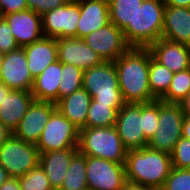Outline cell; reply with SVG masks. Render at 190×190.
I'll return each mask as SVG.
<instances>
[{
  "label": "cell",
  "instance_id": "obj_1",
  "mask_svg": "<svg viewBox=\"0 0 190 190\" xmlns=\"http://www.w3.org/2000/svg\"><path fill=\"white\" fill-rule=\"evenodd\" d=\"M125 103H148L157 100L149 86V48L130 47L114 61Z\"/></svg>",
  "mask_w": 190,
  "mask_h": 190
},
{
  "label": "cell",
  "instance_id": "obj_2",
  "mask_svg": "<svg viewBox=\"0 0 190 190\" xmlns=\"http://www.w3.org/2000/svg\"><path fill=\"white\" fill-rule=\"evenodd\" d=\"M171 155L142 147L127 152L126 180L161 190L172 170Z\"/></svg>",
  "mask_w": 190,
  "mask_h": 190
},
{
  "label": "cell",
  "instance_id": "obj_3",
  "mask_svg": "<svg viewBox=\"0 0 190 190\" xmlns=\"http://www.w3.org/2000/svg\"><path fill=\"white\" fill-rule=\"evenodd\" d=\"M163 0H144L134 16L133 26L122 32L130 47L149 48L161 38L164 24Z\"/></svg>",
  "mask_w": 190,
  "mask_h": 190
},
{
  "label": "cell",
  "instance_id": "obj_4",
  "mask_svg": "<svg viewBox=\"0 0 190 190\" xmlns=\"http://www.w3.org/2000/svg\"><path fill=\"white\" fill-rule=\"evenodd\" d=\"M78 151L115 163H125L128 152L115 126L80 129Z\"/></svg>",
  "mask_w": 190,
  "mask_h": 190
},
{
  "label": "cell",
  "instance_id": "obj_5",
  "mask_svg": "<svg viewBox=\"0 0 190 190\" xmlns=\"http://www.w3.org/2000/svg\"><path fill=\"white\" fill-rule=\"evenodd\" d=\"M82 87L98 103L125 104L113 61H103L100 65L84 70Z\"/></svg>",
  "mask_w": 190,
  "mask_h": 190
},
{
  "label": "cell",
  "instance_id": "obj_6",
  "mask_svg": "<svg viewBox=\"0 0 190 190\" xmlns=\"http://www.w3.org/2000/svg\"><path fill=\"white\" fill-rule=\"evenodd\" d=\"M183 118L179 103H167L159 100V127L148 141L147 146L171 155L176 143L182 137Z\"/></svg>",
  "mask_w": 190,
  "mask_h": 190
},
{
  "label": "cell",
  "instance_id": "obj_7",
  "mask_svg": "<svg viewBox=\"0 0 190 190\" xmlns=\"http://www.w3.org/2000/svg\"><path fill=\"white\" fill-rule=\"evenodd\" d=\"M79 129L58 109L50 116L36 144L39 154L49 151L78 149Z\"/></svg>",
  "mask_w": 190,
  "mask_h": 190
},
{
  "label": "cell",
  "instance_id": "obj_8",
  "mask_svg": "<svg viewBox=\"0 0 190 190\" xmlns=\"http://www.w3.org/2000/svg\"><path fill=\"white\" fill-rule=\"evenodd\" d=\"M39 151L35 144H29L13 134L0 146V164L10 177L26 175L39 164Z\"/></svg>",
  "mask_w": 190,
  "mask_h": 190
},
{
  "label": "cell",
  "instance_id": "obj_9",
  "mask_svg": "<svg viewBox=\"0 0 190 190\" xmlns=\"http://www.w3.org/2000/svg\"><path fill=\"white\" fill-rule=\"evenodd\" d=\"M79 19L80 0H68L41 16L43 35L55 39L76 38Z\"/></svg>",
  "mask_w": 190,
  "mask_h": 190
},
{
  "label": "cell",
  "instance_id": "obj_10",
  "mask_svg": "<svg viewBox=\"0 0 190 190\" xmlns=\"http://www.w3.org/2000/svg\"><path fill=\"white\" fill-rule=\"evenodd\" d=\"M86 176L89 190H120L126 181L125 163L86 156Z\"/></svg>",
  "mask_w": 190,
  "mask_h": 190
},
{
  "label": "cell",
  "instance_id": "obj_11",
  "mask_svg": "<svg viewBox=\"0 0 190 190\" xmlns=\"http://www.w3.org/2000/svg\"><path fill=\"white\" fill-rule=\"evenodd\" d=\"M115 128L128 151L147 147L142 131V104L125 103L117 113Z\"/></svg>",
  "mask_w": 190,
  "mask_h": 190
},
{
  "label": "cell",
  "instance_id": "obj_12",
  "mask_svg": "<svg viewBox=\"0 0 190 190\" xmlns=\"http://www.w3.org/2000/svg\"><path fill=\"white\" fill-rule=\"evenodd\" d=\"M82 39L103 61L114 62L130 48L122 30L113 23L91 32Z\"/></svg>",
  "mask_w": 190,
  "mask_h": 190
},
{
  "label": "cell",
  "instance_id": "obj_13",
  "mask_svg": "<svg viewBox=\"0 0 190 190\" xmlns=\"http://www.w3.org/2000/svg\"><path fill=\"white\" fill-rule=\"evenodd\" d=\"M0 82L4 83L11 90H32L34 78L28 69L23 47L4 54L1 64Z\"/></svg>",
  "mask_w": 190,
  "mask_h": 190
},
{
  "label": "cell",
  "instance_id": "obj_14",
  "mask_svg": "<svg viewBox=\"0 0 190 190\" xmlns=\"http://www.w3.org/2000/svg\"><path fill=\"white\" fill-rule=\"evenodd\" d=\"M56 109L55 103L34 100L13 135L26 143L36 145L46 123Z\"/></svg>",
  "mask_w": 190,
  "mask_h": 190
},
{
  "label": "cell",
  "instance_id": "obj_15",
  "mask_svg": "<svg viewBox=\"0 0 190 190\" xmlns=\"http://www.w3.org/2000/svg\"><path fill=\"white\" fill-rule=\"evenodd\" d=\"M58 60L83 70L100 65L102 58L81 38L57 39Z\"/></svg>",
  "mask_w": 190,
  "mask_h": 190
},
{
  "label": "cell",
  "instance_id": "obj_16",
  "mask_svg": "<svg viewBox=\"0 0 190 190\" xmlns=\"http://www.w3.org/2000/svg\"><path fill=\"white\" fill-rule=\"evenodd\" d=\"M2 17L8 22L19 47L32 44L44 36L41 15L30 9L10 13Z\"/></svg>",
  "mask_w": 190,
  "mask_h": 190
},
{
  "label": "cell",
  "instance_id": "obj_17",
  "mask_svg": "<svg viewBox=\"0 0 190 190\" xmlns=\"http://www.w3.org/2000/svg\"><path fill=\"white\" fill-rule=\"evenodd\" d=\"M149 50L160 64L173 73L190 68V46L159 38Z\"/></svg>",
  "mask_w": 190,
  "mask_h": 190
},
{
  "label": "cell",
  "instance_id": "obj_18",
  "mask_svg": "<svg viewBox=\"0 0 190 190\" xmlns=\"http://www.w3.org/2000/svg\"><path fill=\"white\" fill-rule=\"evenodd\" d=\"M110 22L108 0H80V19L76 38H83Z\"/></svg>",
  "mask_w": 190,
  "mask_h": 190
},
{
  "label": "cell",
  "instance_id": "obj_19",
  "mask_svg": "<svg viewBox=\"0 0 190 190\" xmlns=\"http://www.w3.org/2000/svg\"><path fill=\"white\" fill-rule=\"evenodd\" d=\"M161 38L190 46V8L165 6Z\"/></svg>",
  "mask_w": 190,
  "mask_h": 190
},
{
  "label": "cell",
  "instance_id": "obj_20",
  "mask_svg": "<svg viewBox=\"0 0 190 190\" xmlns=\"http://www.w3.org/2000/svg\"><path fill=\"white\" fill-rule=\"evenodd\" d=\"M28 69L33 78L40 75L50 64L58 60L57 39L43 36L23 47Z\"/></svg>",
  "mask_w": 190,
  "mask_h": 190
},
{
  "label": "cell",
  "instance_id": "obj_21",
  "mask_svg": "<svg viewBox=\"0 0 190 190\" xmlns=\"http://www.w3.org/2000/svg\"><path fill=\"white\" fill-rule=\"evenodd\" d=\"M34 100L31 91L11 90L0 103V121L14 132Z\"/></svg>",
  "mask_w": 190,
  "mask_h": 190
},
{
  "label": "cell",
  "instance_id": "obj_22",
  "mask_svg": "<svg viewBox=\"0 0 190 190\" xmlns=\"http://www.w3.org/2000/svg\"><path fill=\"white\" fill-rule=\"evenodd\" d=\"M78 149H66L40 153L39 164L47 175L53 190H60L72 157Z\"/></svg>",
  "mask_w": 190,
  "mask_h": 190
},
{
  "label": "cell",
  "instance_id": "obj_23",
  "mask_svg": "<svg viewBox=\"0 0 190 190\" xmlns=\"http://www.w3.org/2000/svg\"><path fill=\"white\" fill-rule=\"evenodd\" d=\"M62 75V63L57 60L34 78L31 93L36 101L57 103L58 88Z\"/></svg>",
  "mask_w": 190,
  "mask_h": 190
},
{
  "label": "cell",
  "instance_id": "obj_24",
  "mask_svg": "<svg viewBox=\"0 0 190 190\" xmlns=\"http://www.w3.org/2000/svg\"><path fill=\"white\" fill-rule=\"evenodd\" d=\"M92 96L82 87L60 99L57 109L79 130L86 128L87 112Z\"/></svg>",
  "mask_w": 190,
  "mask_h": 190
},
{
  "label": "cell",
  "instance_id": "obj_25",
  "mask_svg": "<svg viewBox=\"0 0 190 190\" xmlns=\"http://www.w3.org/2000/svg\"><path fill=\"white\" fill-rule=\"evenodd\" d=\"M123 105L103 104L92 99L87 112L86 128L115 126L117 113Z\"/></svg>",
  "mask_w": 190,
  "mask_h": 190
},
{
  "label": "cell",
  "instance_id": "obj_26",
  "mask_svg": "<svg viewBox=\"0 0 190 190\" xmlns=\"http://www.w3.org/2000/svg\"><path fill=\"white\" fill-rule=\"evenodd\" d=\"M144 0H108L110 22L123 30L133 26L134 16Z\"/></svg>",
  "mask_w": 190,
  "mask_h": 190
},
{
  "label": "cell",
  "instance_id": "obj_27",
  "mask_svg": "<svg viewBox=\"0 0 190 190\" xmlns=\"http://www.w3.org/2000/svg\"><path fill=\"white\" fill-rule=\"evenodd\" d=\"M174 73L160 64L149 50V86L152 95L160 100L168 91Z\"/></svg>",
  "mask_w": 190,
  "mask_h": 190
},
{
  "label": "cell",
  "instance_id": "obj_28",
  "mask_svg": "<svg viewBox=\"0 0 190 190\" xmlns=\"http://www.w3.org/2000/svg\"><path fill=\"white\" fill-rule=\"evenodd\" d=\"M60 190H89L86 176V156L79 151L70 161Z\"/></svg>",
  "mask_w": 190,
  "mask_h": 190
},
{
  "label": "cell",
  "instance_id": "obj_29",
  "mask_svg": "<svg viewBox=\"0 0 190 190\" xmlns=\"http://www.w3.org/2000/svg\"><path fill=\"white\" fill-rule=\"evenodd\" d=\"M84 70L72 64L62 63V75L58 88V101L82 88Z\"/></svg>",
  "mask_w": 190,
  "mask_h": 190
},
{
  "label": "cell",
  "instance_id": "obj_30",
  "mask_svg": "<svg viewBox=\"0 0 190 190\" xmlns=\"http://www.w3.org/2000/svg\"><path fill=\"white\" fill-rule=\"evenodd\" d=\"M190 91V68L174 73L167 93L160 99L167 103H179Z\"/></svg>",
  "mask_w": 190,
  "mask_h": 190
},
{
  "label": "cell",
  "instance_id": "obj_31",
  "mask_svg": "<svg viewBox=\"0 0 190 190\" xmlns=\"http://www.w3.org/2000/svg\"><path fill=\"white\" fill-rule=\"evenodd\" d=\"M18 179L21 190H53L40 164Z\"/></svg>",
  "mask_w": 190,
  "mask_h": 190
},
{
  "label": "cell",
  "instance_id": "obj_32",
  "mask_svg": "<svg viewBox=\"0 0 190 190\" xmlns=\"http://www.w3.org/2000/svg\"><path fill=\"white\" fill-rule=\"evenodd\" d=\"M159 118V100L142 103V124L144 137L149 141L155 134Z\"/></svg>",
  "mask_w": 190,
  "mask_h": 190
},
{
  "label": "cell",
  "instance_id": "obj_33",
  "mask_svg": "<svg viewBox=\"0 0 190 190\" xmlns=\"http://www.w3.org/2000/svg\"><path fill=\"white\" fill-rule=\"evenodd\" d=\"M161 190H190V169L173 167Z\"/></svg>",
  "mask_w": 190,
  "mask_h": 190
},
{
  "label": "cell",
  "instance_id": "obj_34",
  "mask_svg": "<svg viewBox=\"0 0 190 190\" xmlns=\"http://www.w3.org/2000/svg\"><path fill=\"white\" fill-rule=\"evenodd\" d=\"M171 161L172 167L190 169V140L180 138L171 154Z\"/></svg>",
  "mask_w": 190,
  "mask_h": 190
},
{
  "label": "cell",
  "instance_id": "obj_35",
  "mask_svg": "<svg viewBox=\"0 0 190 190\" xmlns=\"http://www.w3.org/2000/svg\"><path fill=\"white\" fill-rule=\"evenodd\" d=\"M19 48L8 22L0 17V52L9 53Z\"/></svg>",
  "mask_w": 190,
  "mask_h": 190
},
{
  "label": "cell",
  "instance_id": "obj_36",
  "mask_svg": "<svg viewBox=\"0 0 190 190\" xmlns=\"http://www.w3.org/2000/svg\"><path fill=\"white\" fill-rule=\"evenodd\" d=\"M67 1L68 0H27V6L28 9L42 16L50 10L63 6Z\"/></svg>",
  "mask_w": 190,
  "mask_h": 190
},
{
  "label": "cell",
  "instance_id": "obj_37",
  "mask_svg": "<svg viewBox=\"0 0 190 190\" xmlns=\"http://www.w3.org/2000/svg\"><path fill=\"white\" fill-rule=\"evenodd\" d=\"M27 0H0V15L27 10Z\"/></svg>",
  "mask_w": 190,
  "mask_h": 190
},
{
  "label": "cell",
  "instance_id": "obj_38",
  "mask_svg": "<svg viewBox=\"0 0 190 190\" xmlns=\"http://www.w3.org/2000/svg\"><path fill=\"white\" fill-rule=\"evenodd\" d=\"M0 190H21L18 178L10 177L0 186Z\"/></svg>",
  "mask_w": 190,
  "mask_h": 190
},
{
  "label": "cell",
  "instance_id": "obj_39",
  "mask_svg": "<svg viewBox=\"0 0 190 190\" xmlns=\"http://www.w3.org/2000/svg\"><path fill=\"white\" fill-rule=\"evenodd\" d=\"M120 190H154L151 187H148L146 185L134 183L131 181L126 180Z\"/></svg>",
  "mask_w": 190,
  "mask_h": 190
},
{
  "label": "cell",
  "instance_id": "obj_40",
  "mask_svg": "<svg viewBox=\"0 0 190 190\" xmlns=\"http://www.w3.org/2000/svg\"><path fill=\"white\" fill-rule=\"evenodd\" d=\"M183 115L190 118V91L186 97L179 102Z\"/></svg>",
  "mask_w": 190,
  "mask_h": 190
},
{
  "label": "cell",
  "instance_id": "obj_41",
  "mask_svg": "<svg viewBox=\"0 0 190 190\" xmlns=\"http://www.w3.org/2000/svg\"><path fill=\"white\" fill-rule=\"evenodd\" d=\"M13 134V132L0 121V146Z\"/></svg>",
  "mask_w": 190,
  "mask_h": 190
},
{
  "label": "cell",
  "instance_id": "obj_42",
  "mask_svg": "<svg viewBox=\"0 0 190 190\" xmlns=\"http://www.w3.org/2000/svg\"><path fill=\"white\" fill-rule=\"evenodd\" d=\"M165 6L190 8V0H163Z\"/></svg>",
  "mask_w": 190,
  "mask_h": 190
},
{
  "label": "cell",
  "instance_id": "obj_43",
  "mask_svg": "<svg viewBox=\"0 0 190 190\" xmlns=\"http://www.w3.org/2000/svg\"><path fill=\"white\" fill-rule=\"evenodd\" d=\"M182 137L190 140V118L185 116L183 118Z\"/></svg>",
  "mask_w": 190,
  "mask_h": 190
},
{
  "label": "cell",
  "instance_id": "obj_44",
  "mask_svg": "<svg viewBox=\"0 0 190 190\" xmlns=\"http://www.w3.org/2000/svg\"><path fill=\"white\" fill-rule=\"evenodd\" d=\"M11 91L4 83L0 82V103L4 97L8 96V93Z\"/></svg>",
  "mask_w": 190,
  "mask_h": 190
},
{
  "label": "cell",
  "instance_id": "obj_45",
  "mask_svg": "<svg viewBox=\"0 0 190 190\" xmlns=\"http://www.w3.org/2000/svg\"><path fill=\"white\" fill-rule=\"evenodd\" d=\"M10 178L8 172L0 164V186Z\"/></svg>",
  "mask_w": 190,
  "mask_h": 190
},
{
  "label": "cell",
  "instance_id": "obj_46",
  "mask_svg": "<svg viewBox=\"0 0 190 190\" xmlns=\"http://www.w3.org/2000/svg\"><path fill=\"white\" fill-rule=\"evenodd\" d=\"M3 56H4V54L0 52V71H1V64H2V60H3Z\"/></svg>",
  "mask_w": 190,
  "mask_h": 190
}]
</instances>
